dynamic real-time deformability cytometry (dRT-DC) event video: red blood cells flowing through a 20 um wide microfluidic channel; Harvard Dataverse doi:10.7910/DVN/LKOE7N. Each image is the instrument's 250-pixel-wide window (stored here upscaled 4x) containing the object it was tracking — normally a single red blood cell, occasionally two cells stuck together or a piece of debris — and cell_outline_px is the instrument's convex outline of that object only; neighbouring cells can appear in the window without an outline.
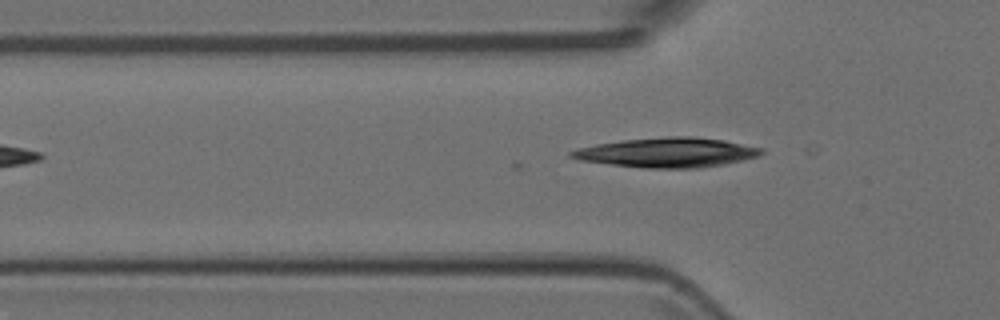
{"species": "Egyptian fruit bat (a non-hibernating species)", "species_latin": "Rousettus aegyptiacus", "temperature_condition": "room temperature", "stored_images_in_passage": 3, "camera_frame_rate_fps": 3000, "um_per_image_px": 0.085, "animal": {"sex": "female"}, "frame": {"image": 1, "passage_image": 3, "time_ms": 0.667, "image_size_px": [1000, 320], "cell_outline_px": [[764, 152], [760, 156], [724, 164], [696, 168], [644, 168], [580, 160], [568, 156], [568, 152], [580, 148], [596, 144], [620, 140], [668, 136], [692, 136], [724, 140], [764, 148]], "centroid_in_image_um": [56.75, 12.95], "position_along_channel_um": 69.1, "area_um2": 32.83}}